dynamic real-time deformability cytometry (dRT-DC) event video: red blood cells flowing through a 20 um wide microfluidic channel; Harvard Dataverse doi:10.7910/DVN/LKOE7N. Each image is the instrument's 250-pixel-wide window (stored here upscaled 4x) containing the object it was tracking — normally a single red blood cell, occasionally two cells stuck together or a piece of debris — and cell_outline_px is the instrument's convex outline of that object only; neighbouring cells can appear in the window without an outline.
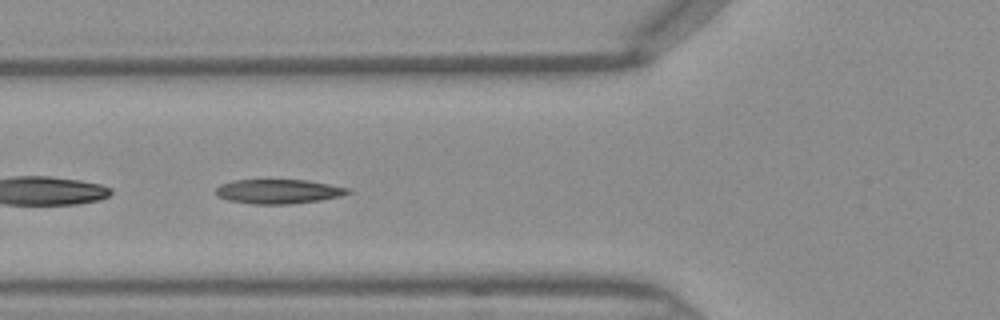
{"species": "Egyptian fruit bat (a non-hibernating species)", "species_latin": "Rousettus aegyptiacus", "temperature_condition": "warm", "stored_images_in_passage": 46, "segment_of_instrument_passage": [2, 2], "camera_frame_rate_fps": 3000, "um_per_image_px": 0.085, "frame": {"image": 1, "passage_image": 17, "time_ms": 5.333, "image_size_px": [1000, 320], "cell_outline_px": [[352, 192], [340, 196], [320, 200], [292, 204], [252, 204], [228, 200], [216, 196], [216, 188], [220, 184], [232, 180], [308, 180], [352, 188]], "centroid_in_image_um": [23.68, 16.27], "position_along_channel_um": 102.1, "area_um2": 18.96}}
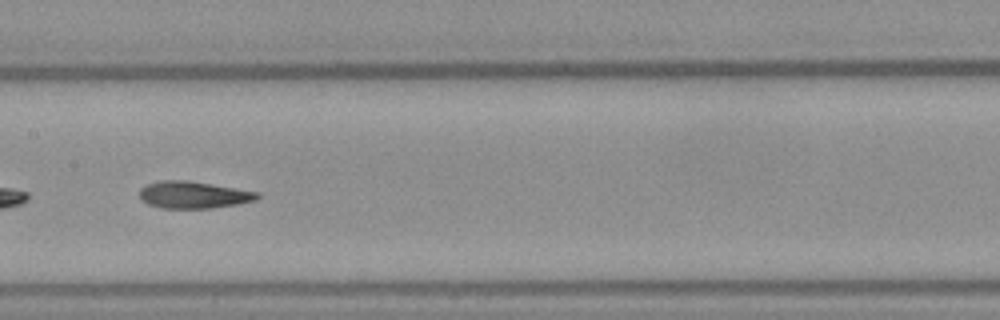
{"frame": {"image": 2, "passage_image": 23, "time_ms": 7.333, "image_size_px": [1000, 320], "cell_outline_px": [[260, 196], [256, 200], [236, 204], [212, 208], [160, 208], [148, 204], [140, 200], [140, 188], [148, 184], [160, 180], [188, 180], [260, 192]], "centroid_in_image_um": [16.43, 16.56], "position_along_channel_um": 191.0, "area_um2": 18.61}}
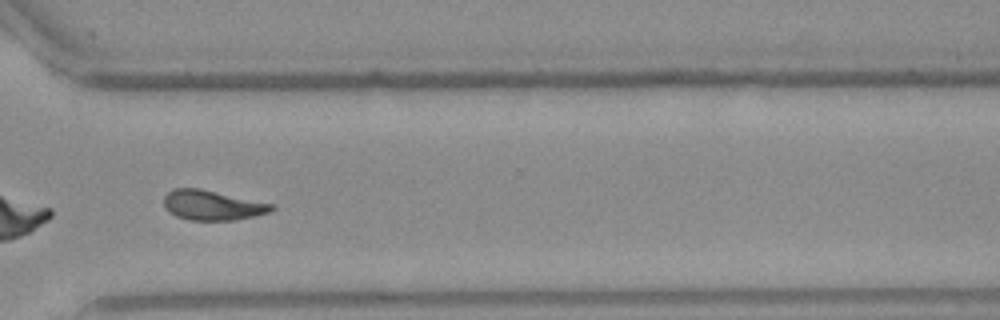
{"frame": {"image": 3, "passage_image": 34, "time_ms": 11.0, "image_size_px": [1000, 320], "cell_outline_px": [[276, 208], [268, 212], [236, 220], [188, 220], [176, 216], [168, 212], [164, 208], [164, 196], [172, 188], [200, 188], [276, 204]], "centroid_in_image_um": [18.04, 17.43], "position_along_channel_um": 352.6, "area_um2": 18.96}}